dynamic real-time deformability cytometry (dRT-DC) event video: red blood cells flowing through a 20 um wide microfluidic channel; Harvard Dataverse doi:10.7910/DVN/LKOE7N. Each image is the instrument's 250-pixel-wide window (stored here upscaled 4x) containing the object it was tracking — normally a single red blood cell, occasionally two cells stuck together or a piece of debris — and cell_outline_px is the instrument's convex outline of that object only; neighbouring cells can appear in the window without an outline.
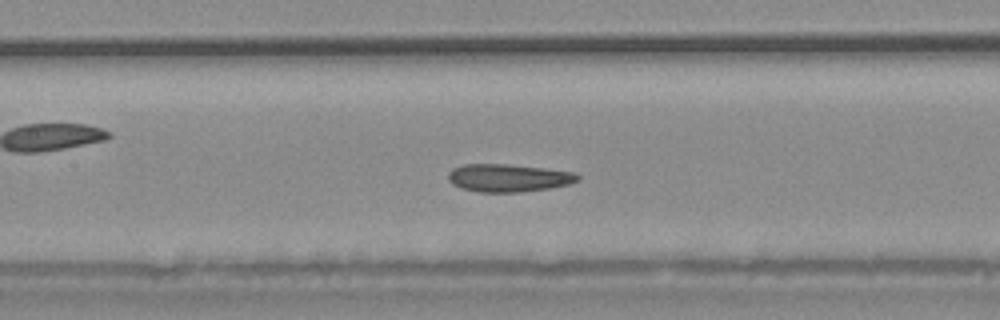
{"species": "common noctule bat (a hibernating species)", "species_latin": "Nyctalus noctula", "temperature_condition": "warm", "stored_images_in_passage": 38, "camera_frame_rate_fps": 3000, "um_per_image_px": 0.085, "animal": {"sex": "male", "body_mass_g": 20.4}, "frame": {"image": 1, "passage_image": 17, "time_ms": 5.333, "image_size_px": [1000, 320], "cell_outline_px": [[580, 180], [568, 184], [548, 188], [520, 192], [480, 192], [460, 188], [452, 184], [448, 180], [448, 172], [452, 168], [464, 164], [508, 164], [544, 168], [576, 172], [580, 176]], "centroid_in_image_um": [43.2, 15.11], "position_along_channel_um": 164.2, "area_um2": 21.1}}